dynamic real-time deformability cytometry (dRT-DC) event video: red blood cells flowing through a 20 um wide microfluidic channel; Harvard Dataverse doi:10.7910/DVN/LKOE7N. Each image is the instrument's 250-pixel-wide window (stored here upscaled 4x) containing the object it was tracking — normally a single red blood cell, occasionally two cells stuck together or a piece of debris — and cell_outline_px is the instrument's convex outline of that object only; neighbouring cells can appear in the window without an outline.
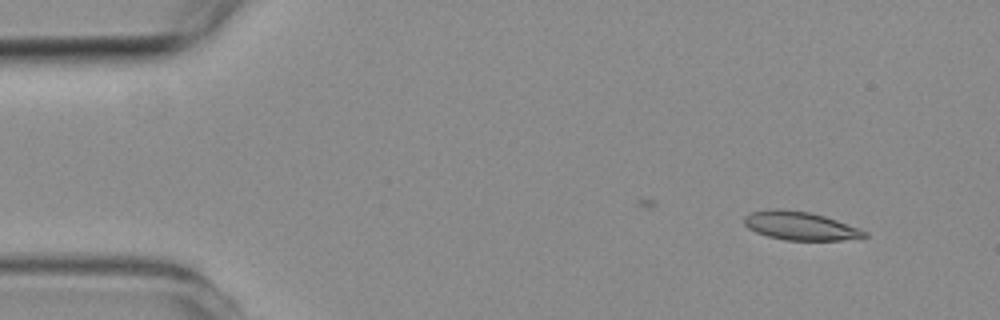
{"species": "common noctule bat (a hibernating species)", "species_latin": "Nyctalus noctula", "temperature_condition": "room temperature", "stored_images_in_passage": 3, "camera_frame_rate_fps": 3000, "um_per_image_px": 0.085, "animal": {"sex": "female", "body_mass_g": 19.3, "forearm_length_mm": 54.1}, "frame": {"image": 1, "passage_image": 1, "time_ms": 0.0, "image_size_px": [1000, 320], "cell_outline_px": [[868, 236], [840, 240], [784, 240], [768, 236], [756, 232], [748, 228], [744, 224], [744, 216], [752, 212], [776, 208], [808, 212], [824, 216], [860, 228], [868, 232]], "centroid_in_image_um": [68.01, 19.2], "position_along_channel_um": 17.0, "area_um2": 19.77}}